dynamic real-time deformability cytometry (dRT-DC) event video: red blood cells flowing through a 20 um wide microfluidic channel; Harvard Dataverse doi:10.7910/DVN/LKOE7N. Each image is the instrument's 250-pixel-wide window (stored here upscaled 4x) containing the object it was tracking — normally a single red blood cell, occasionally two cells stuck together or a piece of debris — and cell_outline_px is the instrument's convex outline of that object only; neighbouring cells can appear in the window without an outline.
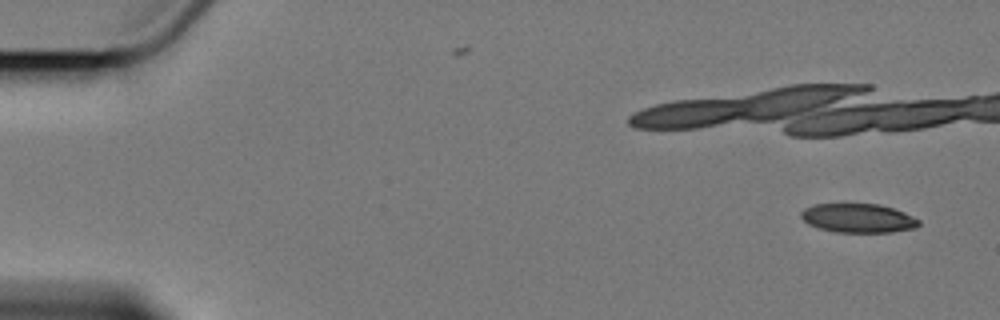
{"species": "Egyptian fruit bat (a non-hibernating species)", "species_latin": "Rousettus aegyptiacus", "temperature_condition": "cold", "stored_images_in_passage": 4, "camera_frame_rate_fps": 3000, "um_per_image_px": 0.085, "animal": {"sex": "female"}, "frame": {"image": 1, "passage_image": 1, "time_ms": 0.0, "image_size_px": [1000, 320], "cell_outline_px": [[920, 224], [916, 228], [892, 232], [836, 232], [820, 228], [808, 224], [800, 216], [800, 212], [804, 208], [812, 204], [880, 204], [904, 212], [920, 220]], "centroid_in_image_um": [72.94, 18.54], "position_along_channel_um": 12.1, "area_um2": 19.94}}